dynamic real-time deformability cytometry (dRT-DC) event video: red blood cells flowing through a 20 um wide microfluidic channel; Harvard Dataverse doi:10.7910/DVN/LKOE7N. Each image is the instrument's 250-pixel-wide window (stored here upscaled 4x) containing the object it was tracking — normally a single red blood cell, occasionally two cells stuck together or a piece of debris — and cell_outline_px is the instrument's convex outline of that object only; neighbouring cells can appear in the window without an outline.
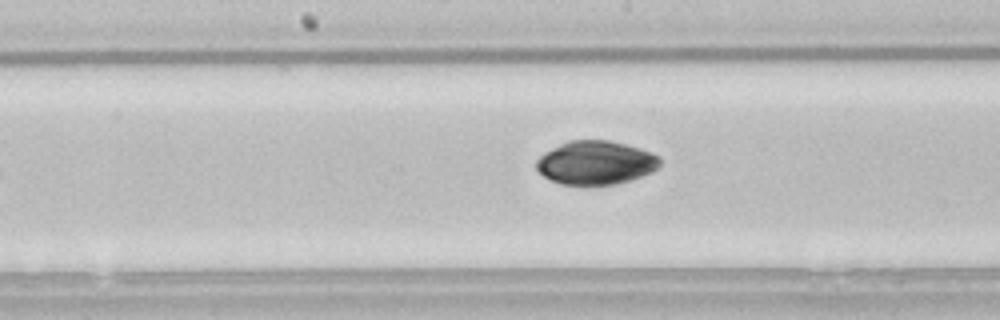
{"species": "common noctule bat (a hibernating species)", "species_latin": "Nyctalus noctula", "temperature_condition": "room temperature", "stored_images_in_passage": 31, "camera_frame_rate_fps": 3000, "um_per_image_px": 0.085, "animal": {"sex": "male", "body_mass_g": 21.5, "forearm_length_mm": 52.0}, "frame": {"image": 1, "passage_image": 14, "time_ms": 4.333, "image_size_px": [1000, 320], "cell_outline_px": [[660, 164], [652, 172], [616, 184], [592, 188], [584, 188], [560, 184], [544, 176], [536, 168], [536, 160], [544, 152], [568, 140], [608, 140], [640, 148], [660, 156]], "centroid_in_image_um": [50.6, 13.87], "position_along_channel_um": 197.6, "area_um2": 32.08}}